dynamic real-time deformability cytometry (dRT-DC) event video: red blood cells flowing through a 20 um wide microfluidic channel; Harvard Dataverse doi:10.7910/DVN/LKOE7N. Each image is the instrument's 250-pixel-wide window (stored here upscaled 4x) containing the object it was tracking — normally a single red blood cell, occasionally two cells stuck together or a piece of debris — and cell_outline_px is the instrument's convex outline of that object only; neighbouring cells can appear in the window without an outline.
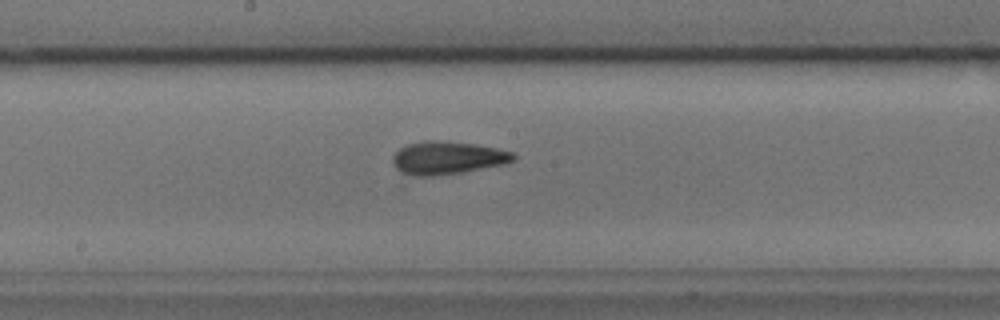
{"species": "common noctule bat (a hibernating species)", "species_latin": "Nyctalus noctula", "temperature_condition": "cold", "stored_images_in_passage": 39, "camera_frame_rate_fps": 3000, "um_per_image_px": 0.085, "animal": {"sex": "male", "body_mass_g": 17.9, "forearm_length_mm": 54.2}, "frame": {"image": 1, "passage_image": 17, "time_ms": 5.333, "image_size_px": [1000, 320], "cell_outline_px": [[516, 160], [504, 164], [464, 172], [408, 180], [392, 164], [392, 156], [400, 148], [408, 144], [424, 140], [436, 140], [476, 144], [496, 148], [512, 152], [516, 156]], "centroid_in_image_um": [37.94, 13.46], "position_along_channel_um": 210.3, "area_um2": 23.99}}
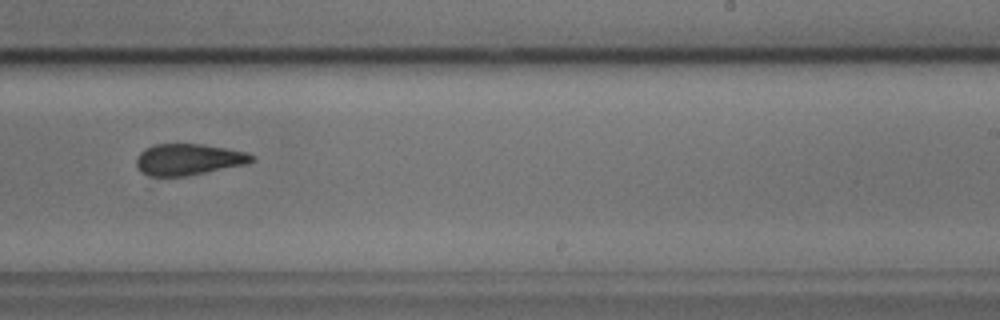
{"frame": {"image": 2, "passage_image": 22, "time_ms": 7.0, "image_size_px": [1000, 320], "cell_outline_px": [[256, 160], [248, 164], [184, 176], [148, 176], [140, 172], [136, 168], [136, 156], [144, 148], [156, 144], [200, 144], [228, 148], [248, 152], [256, 156]], "centroid_in_image_um": [16.03, 13.55], "position_along_channel_um": 273.0, "area_um2": 21.39}, "authors_computed_cell_mechanics": {"area_um2": 21.1548, "velocity_mm_per_s": 3.785, "shape_relaxation_time_tau1_ms": 0.6416, "shape_relaxation_time_tau2_ms": 0.518, "deformation_change_tau1": null, "deformation_change_tau2": 0.0686}}